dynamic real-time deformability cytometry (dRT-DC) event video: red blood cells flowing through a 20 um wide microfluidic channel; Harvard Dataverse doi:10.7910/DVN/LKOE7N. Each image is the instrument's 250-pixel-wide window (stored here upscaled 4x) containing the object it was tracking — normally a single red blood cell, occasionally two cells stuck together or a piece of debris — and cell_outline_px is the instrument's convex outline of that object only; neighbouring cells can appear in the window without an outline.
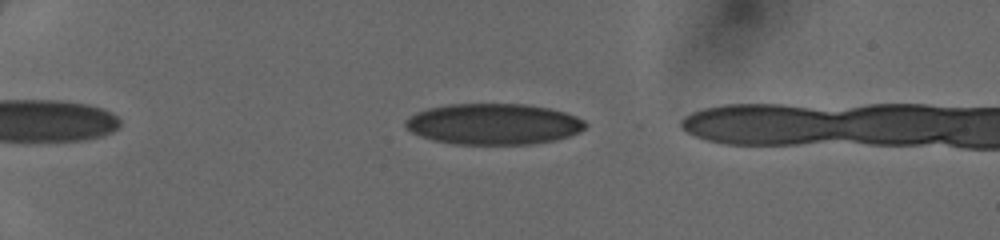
{"species": "human", "species_latin": "Homo sapiens", "temperature_condition": "cold", "stored_images_in_passage": 46, "camera_frame_rate_fps": 3000, "um_per_image_px": 0.085, "donor": {"sex": "female"}, "frame": {"image": 1, "passage_image": 11, "time_ms": 3.333, "image_size_px": [1000, 240], "cell_outline_px": [[588, 124], [580, 132], [556, 140], [532, 144], [452, 144], [432, 140], [420, 136], [404, 128], [404, 120], [408, 116], [416, 112], [428, 108], [448, 104], [524, 104], [548, 108], [564, 112], [576, 116], [584, 120]], "centroid_in_image_um": [41.91, 10.55], "position_along_channel_um": 43.1, "area_um2": 43.29}}
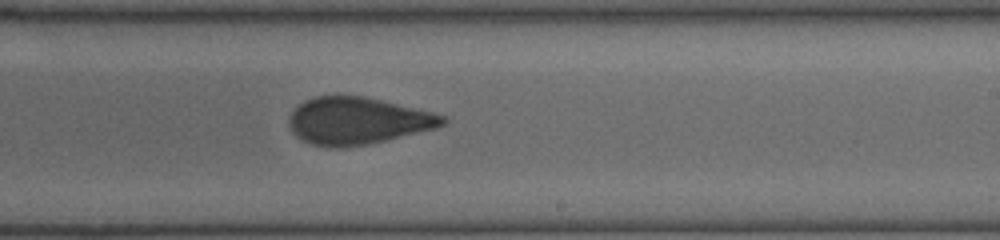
{"frame": {"image": 2, "passage_image": 30, "time_ms": 9.667, "image_size_px": [1000, 240], "cell_outline_px": [[448, 120], [444, 124], [436, 128], [368, 144], [344, 148], [328, 148], [312, 144], [296, 136], [292, 132], [288, 124], [288, 120], [292, 112], [304, 100], [316, 96], [364, 96], [432, 112], [444, 116]], "centroid_in_image_um": [30.37, 10.28], "position_along_channel_um": 258.6, "area_um2": 41.96}}
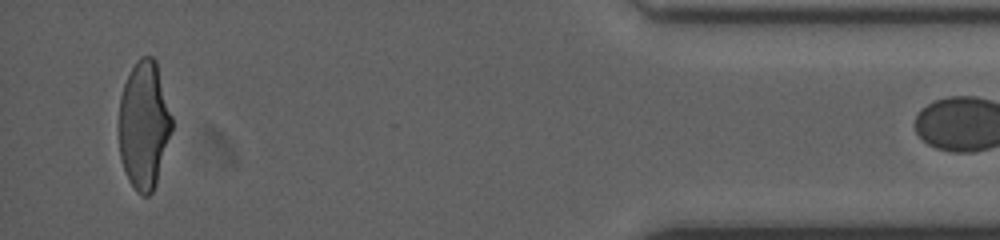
{"frame": {"image": 3, "passage_image": 45, "time_ms": 14.667, "image_size_px": [1000, 240], "cell_outline_px": [[172, 128], [156, 184], [152, 192], [148, 196], [140, 196], [136, 192], [128, 180], [120, 156], [120, 96], [124, 84], [136, 60], [140, 56], [152, 56], [156, 60], [172, 116]], "centroid_in_image_um": [12.25, 10.63], "position_along_channel_um": 423.0, "area_um2": 39.25}}